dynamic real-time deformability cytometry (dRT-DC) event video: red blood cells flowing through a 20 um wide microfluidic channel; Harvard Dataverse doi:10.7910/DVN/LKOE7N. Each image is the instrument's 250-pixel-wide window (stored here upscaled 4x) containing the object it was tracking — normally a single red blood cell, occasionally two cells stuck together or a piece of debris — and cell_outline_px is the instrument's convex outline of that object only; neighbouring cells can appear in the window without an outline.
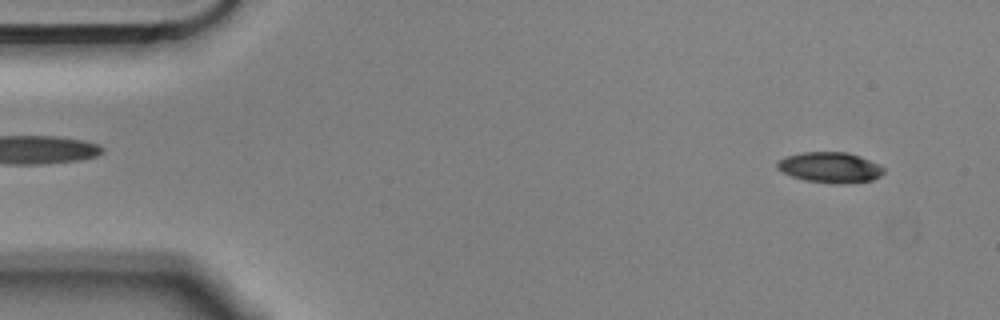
{"species": "Egyptian fruit bat (a non-hibernating species)", "species_latin": "Rousettus aegyptiacus", "temperature_condition": "cold", "stored_images_in_passage": 5, "camera_frame_rate_fps": 3000, "um_per_image_px": 0.085, "animal": {"sex": "male"}, "frame": {"image": 1, "passage_image": 2, "time_ms": 0.333, "image_size_px": [1000, 320], "cell_outline_px": [[884, 172], [880, 176], [872, 180], [844, 184], [836, 184], [804, 180], [792, 176], [776, 168], [776, 164], [784, 156], [804, 152], [848, 152], [860, 156], [884, 168]], "centroid_in_image_um": [70.54, 14.23], "position_along_channel_um": 14.5, "area_um2": 18.9}}
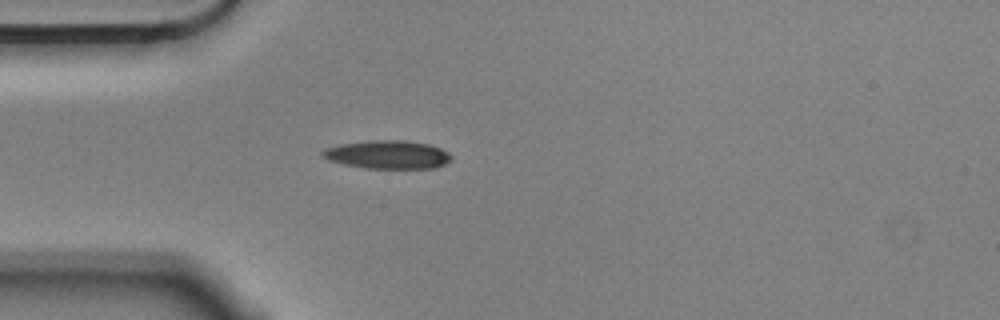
{"frame": {"image": 2, "passage_image": 5, "time_ms": 1.333, "image_size_px": [1000, 320], "cell_outline_px": [[452, 160], [444, 164], [432, 168], [364, 168], [344, 164], [328, 160], [320, 156], [320, 152], [324, 148], [340, 144], [368, 140], [404, 140], [428, 144], [440, 148], [448, 152], [452, 156]], "centroid_in_image_um": [32.91, 13.13], "position_along_channel_um": 52.1, "area_um2": 21.39}}